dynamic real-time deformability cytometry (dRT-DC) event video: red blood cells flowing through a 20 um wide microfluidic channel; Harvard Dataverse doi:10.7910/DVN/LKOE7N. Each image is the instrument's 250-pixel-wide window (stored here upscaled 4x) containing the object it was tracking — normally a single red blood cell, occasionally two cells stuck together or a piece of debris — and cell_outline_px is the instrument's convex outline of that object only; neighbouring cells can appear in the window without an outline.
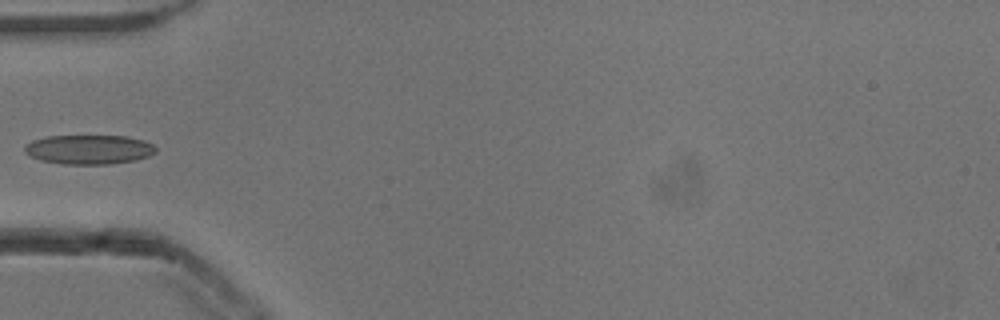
{"species": "common noctule bat (a hibernating species)", "species_latin": "Nyctalus noctula", "temperature_condition": "cold", "stored_images_in_passage": 36, "camera_frame_rate_fps": 3000, "um_per_image_px": 0.085, "animal": {"sex": "male", "body_mass_g": 13.3}, "frame": {"image": 1, "passage_image": 1, "time_ms": 0.0, "image_size_px": [1000, 320], "cell_outline_px": [[156, 152], [148, 156], [136, 160], [108, 164], [64, 164], [40, 160], [24, 152], [24, 148], [32, 140], [44, 136], [124, 136], [144, 140], [152, 144], [156, 148]], "centroid_in_image_um": [7.56, 12.7], "position_along_channel_um": 77.4, "area_um2": 22.37}}
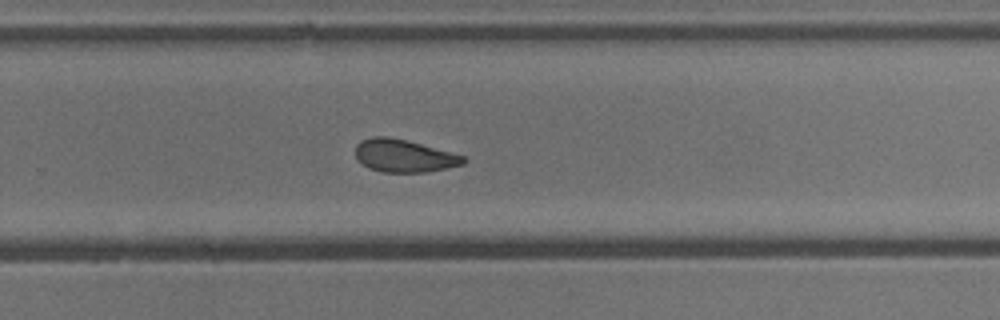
{"frame": {"image": 2, "passage_image": 18, "time_ms": 5.667, "image_size_px": [1000, 320], "cell_outline_px": [[468, 160], [464, 164], [448, 168], [428, 172], [384, 172], [368, 168], [356, 156], [356, 144], [360, 140], [372, 136], [388, 136], [420, 144], [464, 156]], "centroid_in_image_um": [34.34, 13.25], "position_along_channel_um": 295.5, "area_um2": 20.4}}
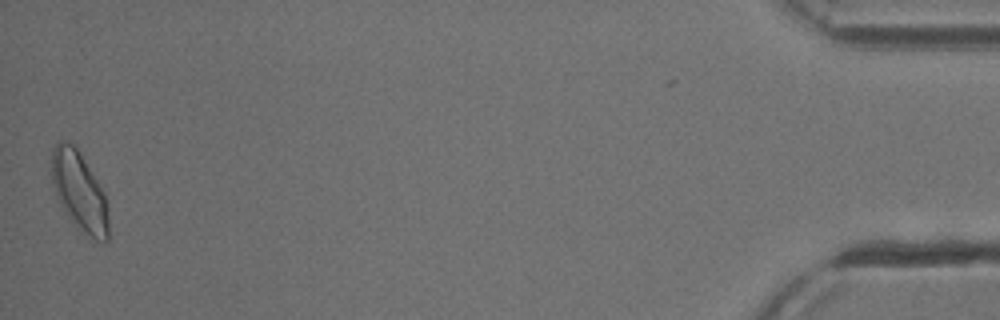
{"frame": {"image": 3, "passage_image": 36, "time_ms": 11.667, "image_size_px": [1000, 320], "cell_outline_px": [[108, 240], [96, 240], [76, 228], [60, 204], [52, 180], [52, 148], [56, 140], [60, 140], [72, 144], [80, 152], [104, 192], [108, 208]], "centroid_in_image_um": [6.75, 16.26], "position_along_channel_um": 428.5, "area_um2": 26.01}}